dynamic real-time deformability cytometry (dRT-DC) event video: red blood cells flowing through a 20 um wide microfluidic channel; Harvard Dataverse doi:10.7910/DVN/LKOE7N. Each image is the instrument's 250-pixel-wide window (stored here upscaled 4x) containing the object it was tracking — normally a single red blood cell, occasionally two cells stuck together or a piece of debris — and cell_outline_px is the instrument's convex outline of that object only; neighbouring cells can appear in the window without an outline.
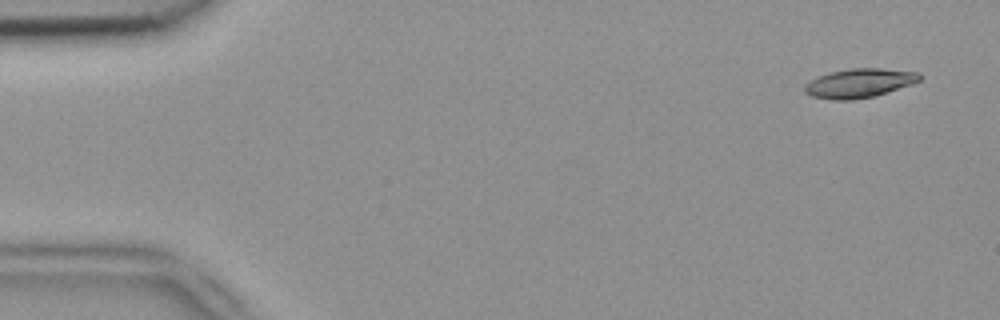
{"species": "common noctule bat (a hibernating species)", "species_latin": "Nyctalus noctula", "temperature_condition": "room temperature", "stored_images_in_passage": 7, "camera_frame_rate_fps": 3000, "um_per_image_px": 0.085, "animal": {"sex": "female", "body_mass_g": 18.4}, "frame": {"image": 1, "passage_image": 1, "time_ms": 0.0, "image_size_px": [1000, 320], "cell_outline_px": [[920, 80], [912, 84], [872, 96], [852, 100], [832, 100], [812, 96], [804, 92], [804, 84], [816, 76], [828, 72], [852, 68], [880, 68], [920, 72]], "centroid_in_image_um": [72.99, 7.05], "position_along_channel_um": 12.0, "area_um2": 19.48}}
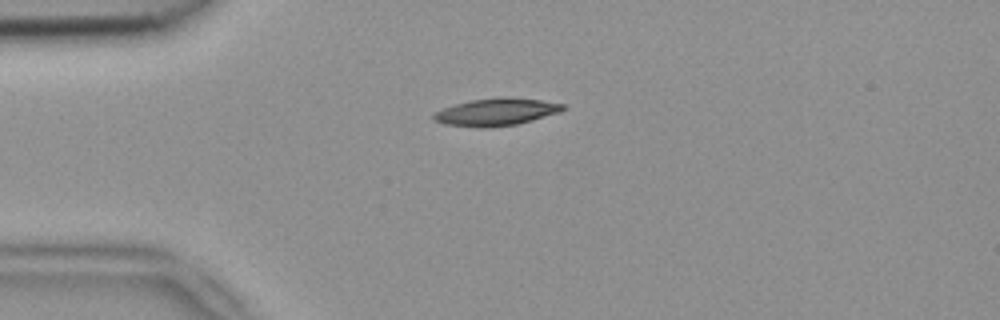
{"frame": {"image": 2, "passage_image": 4, "time_ms": 1.0, "image_size_px": [1000, 320], "cell_outline_px": [[564, 108], [560, 112], [532, 120], [516, 124], [488, 128], [480, 128], [444, 124], [432, 120], [432, 116], [436, 112], [444, 108], [456, 104], [472, 100], [500, 96], [504, 96], [540, 100], [564, 104]], "centroid_in_image_um": [42.16, 9.52], "position_along_channel_um": 42.8, "area_um2": 20.58}}